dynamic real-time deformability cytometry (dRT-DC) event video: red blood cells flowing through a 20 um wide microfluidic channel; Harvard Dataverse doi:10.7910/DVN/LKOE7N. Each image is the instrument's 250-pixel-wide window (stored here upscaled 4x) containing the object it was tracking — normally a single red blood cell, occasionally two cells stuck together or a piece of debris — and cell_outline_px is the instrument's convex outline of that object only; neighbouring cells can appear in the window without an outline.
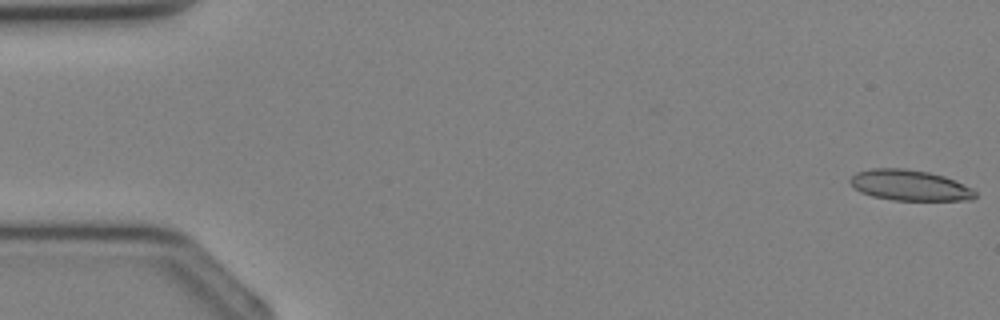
{"species": "Egyptian fruit bat (a non-hibernating species)", "species_latin": "Rousettus aegyptiacus", "temperature_condition": "cold", "stored_images_in_passage": 36, "camera_frame_rate_fps": 3000, "um_per_image_px": 0.085, "animal": {"sex": "female"}, "frame": {"image": 1, "passage_image": 1, "time_ms": 0.0, "image_size_px": [1000, 320], "cell_outline_px": [[976, 196], [972, 200], [892, 200], [872, 196], [860, 192], [848, 180], [856, 172], [872, 168], [904, 168], [928, 172], [944, 176], [972, 188], [976, 192]], "centroid_in_image_um": [77.31, 15.75], "position_along_channel_um": 7.7, "area_um2": 22.31}}
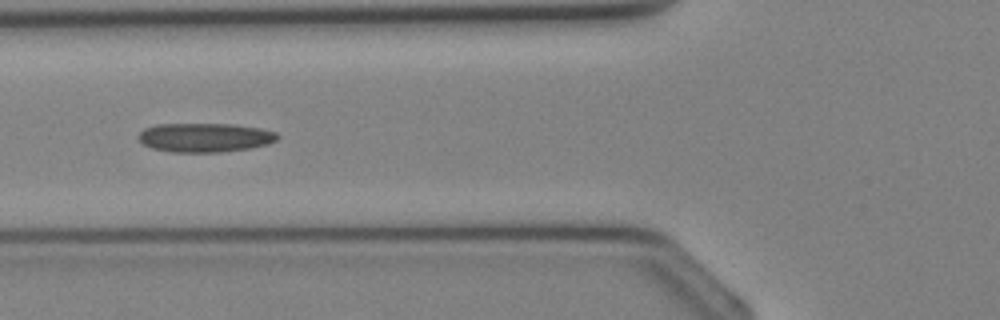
{"frame": {"image": 2, "passage_image": 14, "time_ms": 4.333, "image_size_px": [1000, 320], "cell_outline_px": [[280, 136], [276, 140], [268, 144], [248, 148], [220, 152], [172, 152], [152, 148], [144, 144], [136, 136], [144, 128], [156, 124], [232, 124], [260, 128], [276, 132]], "centroid_in_image_um": [17.4, 11.68], "position_along_channel_um": 108.4, "area_um2": 23.52}}
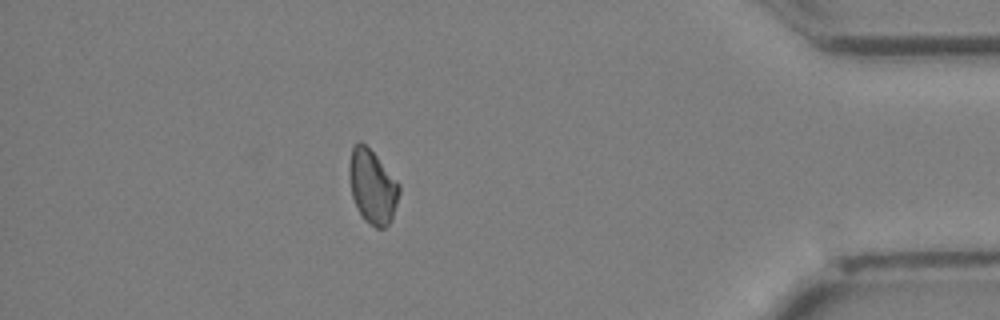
{"frame": {"image": 3, "passage_image": 32, "time_ms": 10.333, "image_size_px": [1000, 320], "cell_outline_px": [[400, 192], [392, 220], [384, 228], [376, 228], [364, 220], [352, 196], [348, 172], [348, 168], [352, 148], [360, 140], [376, 156], [400, 184]], "centroid_in_image_um": [31.66, 15.88], "position_along_channel_um": 403.5, "area_um2": 21.33}}